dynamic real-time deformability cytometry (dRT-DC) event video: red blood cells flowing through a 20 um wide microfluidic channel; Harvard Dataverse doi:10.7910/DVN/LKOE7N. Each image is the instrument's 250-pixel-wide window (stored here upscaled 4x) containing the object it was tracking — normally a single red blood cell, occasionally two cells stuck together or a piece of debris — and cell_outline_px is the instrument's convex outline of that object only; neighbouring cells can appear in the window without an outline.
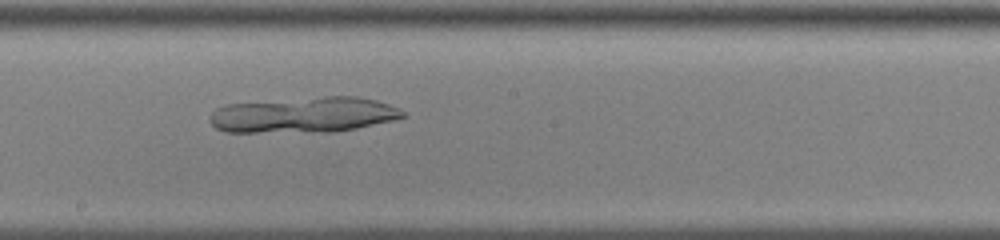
{"species": "common noctule bat (a hibernating species)", "species_latin": "Nyctalus noctula", "temperature_condition": "cold", "stored_images_in_passage": 58, "camera_frame_rate_fps": 3000, "um_per_image_px": 0.085, "animal": {"sex": "male", "body_mass_g": 13.0, "forearm_length_mm": 53.1}, "frame": {"image": 1, "passage_image": 34, "time_ms": 11.0, "image_size_px": [1000, 240], "cell_outline_px": [[404, 116], [396, 120], [356, 128], [332, 132], [224, 132], [216, 128], [208, 120], [212, 112], [216, 108], [224, 104], [324, 96], [356, 96], [376, 100], [400, 108], [404, 112]], "centroid_in_image_um": [25.81, 9.76], "position_along_channel_um": 222.4, "area_um2": 40.4}}